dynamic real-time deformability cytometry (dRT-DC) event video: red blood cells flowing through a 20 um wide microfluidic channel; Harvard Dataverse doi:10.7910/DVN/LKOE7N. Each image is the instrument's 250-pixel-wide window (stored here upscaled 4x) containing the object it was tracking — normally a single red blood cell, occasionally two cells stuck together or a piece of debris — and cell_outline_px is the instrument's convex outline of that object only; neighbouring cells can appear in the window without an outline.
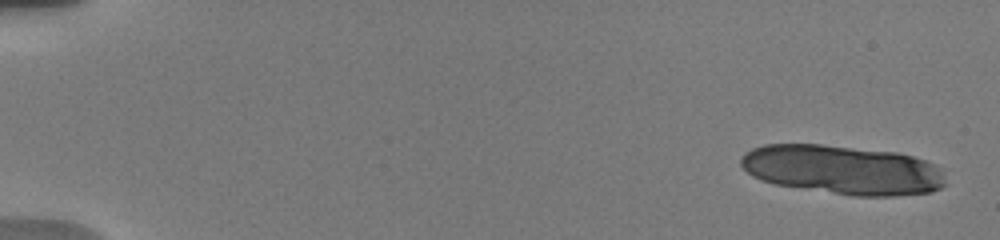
{"species": "human", "species_latin": "Homo sapiens", "temperature_condition": "warm", "stored_images_in_passage": 29, "camera_frame_rate_fps": 3000, "um_per_image_px": 0.085, "donor": {"sex": "male"}, "frame": {"image": 1, "passage_image": 1, "time_ms": 0.0, "image_size_px": [1000, 240], "cell_outline_px": [[948, 184], [932, 192], [896, 196], [852, 196], [776, 184], [760, 180], [752, 176], [740, 164], [740, 156], [744, 152], [752, 148], [764, 144], [820, 144], [896, 152], [912, 156], [924, 160], [932, 164], [944, 176]], "centroid_in_image_um": [71.6, 14.43], "position_along_channel_um": 13.4, "area_um2": 58.78}}
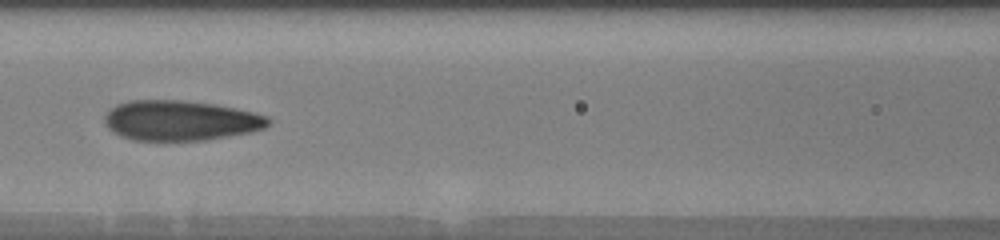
{"frame": {"image": 2, "passage_image": 15, "time_ms": 8.333, "image_size_px": [1000, 240], "cell_outline_px": [[272, 120], [264, 128], [252, 132], [204, 140], [132, 140], [120, 136], [112, 132], [104, 124], [104, 116], [116, 104], [128, 100], [184, 100], [216, 104], [252, 112], [268, 116]], "centroid_in_image_um": [15.32, 10.24], "position_along_channel_um": 151.3, "area_um2": 38.44}}
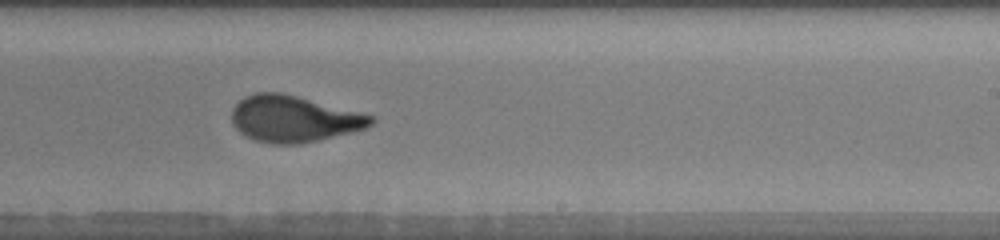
{"frame": {"image": 3, "passage_image": 20, "time_ms": 11.333, "image_size_px": [1000, 240], "cell_outline_px": [[376, 120], [368, 128], [320, 140], [300, 144], [272, 144], [256, 140], [240, 132], [232, 124], [232, 108], [244, 96], [256, 92], [280, 92], [376, 116]], "centroid_in_image_um": [24.99, 10.11], "position_along_channel_um": 264.0, "area_um2": 37.74}, "authors_computed_cell_mechanics": {"area_um2": 38.4948, "velocity_mm_per_s": 3.7682, "shape_relaxation_time_tau1_ms": 4.5024, "shape_relaxation_time_tau2_ms": 0.8558, "deformation_change_tau1": 0.2067, "deformation_change_tau2": 0.0741}}